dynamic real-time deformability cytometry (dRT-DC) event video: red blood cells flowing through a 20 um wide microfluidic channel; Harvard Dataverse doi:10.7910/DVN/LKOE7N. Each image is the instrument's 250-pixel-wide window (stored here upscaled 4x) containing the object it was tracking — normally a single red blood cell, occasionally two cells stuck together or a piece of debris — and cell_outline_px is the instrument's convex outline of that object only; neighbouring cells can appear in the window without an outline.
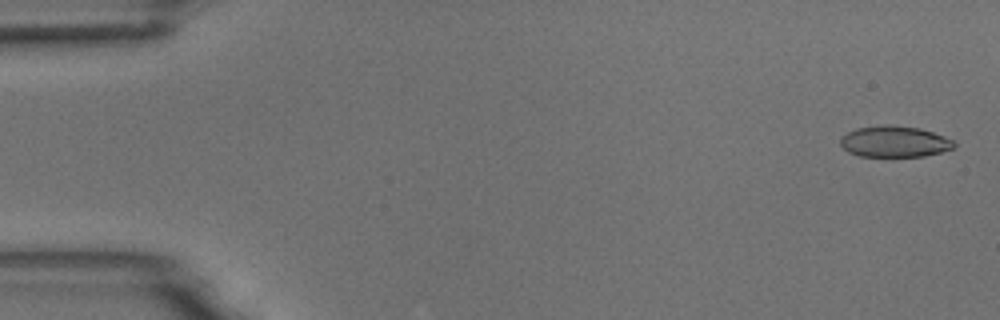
{"species": "common noctule bat (a hibernating species)", "species_latin": "Nyctalus noctula", "temperature_condition": "room temperature", "stored_images_in_passage": 4, "camera_frame_rate_fps": 3000, "um_per_image_px": 0.085, "animal": {"sex": "male", "body_mass_g": 18.8}, "frame": {"image": 1, "passage_image": 1, "time_ms": 0.0, "image_size_px": [1000, 320], "cell_outline_px": [[956, 144], [952, 148], [940, 152], [924, 156], [860, 156], [848, 152], [840, 144], [840, 136], [856, 128], [884, 124], [892, 124], [920, 128], [944, 136], [952, 140]], "centroid_in_image_um": [76.0, 12.02], "position_along_channel_um": 9.0, "area_um2": 20.69}}
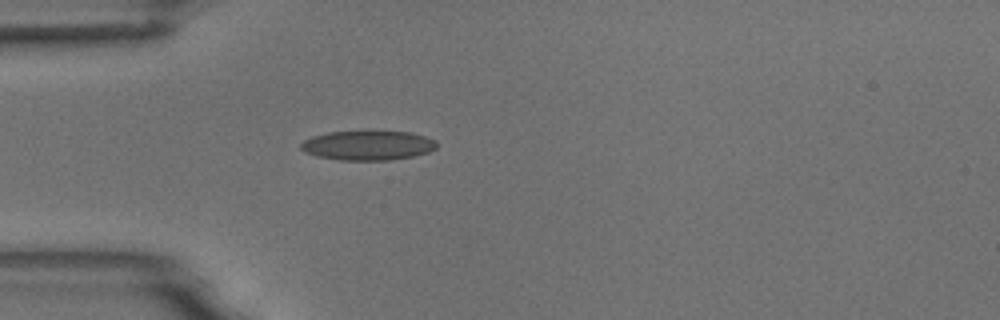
{"frame": {"image": 2, "passage_image": 4, "time_ms": 1.0, "image_size_px": [1000, 320], "cell_outline_px": [[436, 148], [428, 152], [412, 156], [388, 160], [340, 160], [316, 156], [304, 152], [300, 148], [300, 144], [304, 140], [312, 136], [328, 132], [408, 132], [424, 136], [436, 140]], "centroid_in_image_um": [31.23, 12.37], "position_along_channel_um": 53.8, "area_um2": 23.12}}